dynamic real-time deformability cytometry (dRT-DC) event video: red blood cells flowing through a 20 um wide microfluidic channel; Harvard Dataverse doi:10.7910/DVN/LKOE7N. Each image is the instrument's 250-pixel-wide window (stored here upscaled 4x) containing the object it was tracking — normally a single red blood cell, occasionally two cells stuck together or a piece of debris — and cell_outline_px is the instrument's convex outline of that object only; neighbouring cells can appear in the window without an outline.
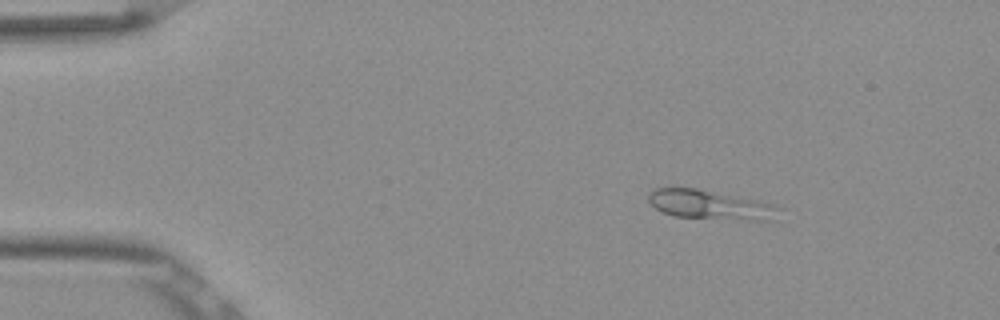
{"species": "Egyptian fruit bat (a non-hibernating species)", "species_latin": "Rousettus aegyptiacus", "temperature_condition": "room temperature", "stored_images_in_passage": 45, "camera_frame_rate_fps": 3000, "um_per_image_px": 0.085, "frame": {"image": 1, "passage_image": 1, "time_ms": 0.0, "image_size_px": [1000, 320], "cell_outline_px": [[788, 208], [776, 220], [756, 220], [676, 216], [664, 212], [656, 208], [648, 200], [648, 192], [656, 188], [696, 188], [776, 204]], "centroid_in_image_um": [60.52, 17.41], "position_along_channel_um": 24.5, "area_um2": 22.37}}
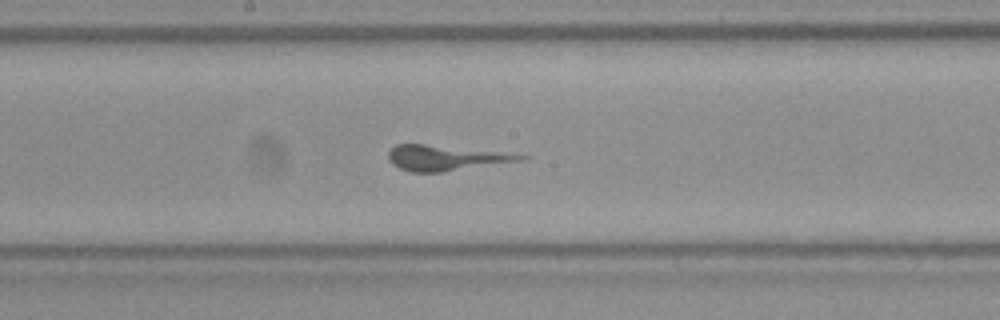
{"frame": {"image": 2, "passage_image": 21, "time_ms": 6.667, "image_size_px": [1000, 320], "cell_outline_px": [[532, 156], [528, 160], [444, 172], [412, 172], [400, 168], [392, 164], [388, 160], [388, 152], [396, 144], [424, 144]], "centroid_in_image_um": [37.9, 13.44], "position_along_channel_um": 210.3, "area_um2": 19.36}}
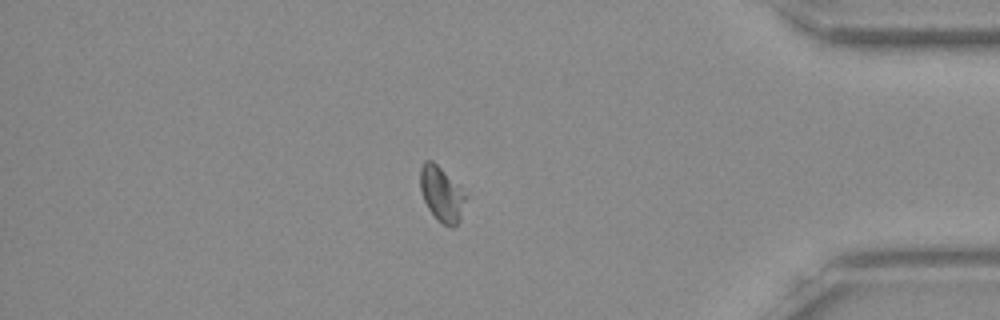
{"frame": {"image": 3, "passage_image": 38, "time_ms": 12.333, "image_size_px": [1000, 320], "cell_outline_px": [[468, 196], [460, 220], [452, 228], [448, 228], [436, 220], [428, 208], [424, 200], [420, 188], [420, 168], [424, 160], [432, 160], [460, 184]], "centroid_in_image_um": [37.57, 16.5], "position_along_channel_um": 397.6, "area_um2": 15.09}}